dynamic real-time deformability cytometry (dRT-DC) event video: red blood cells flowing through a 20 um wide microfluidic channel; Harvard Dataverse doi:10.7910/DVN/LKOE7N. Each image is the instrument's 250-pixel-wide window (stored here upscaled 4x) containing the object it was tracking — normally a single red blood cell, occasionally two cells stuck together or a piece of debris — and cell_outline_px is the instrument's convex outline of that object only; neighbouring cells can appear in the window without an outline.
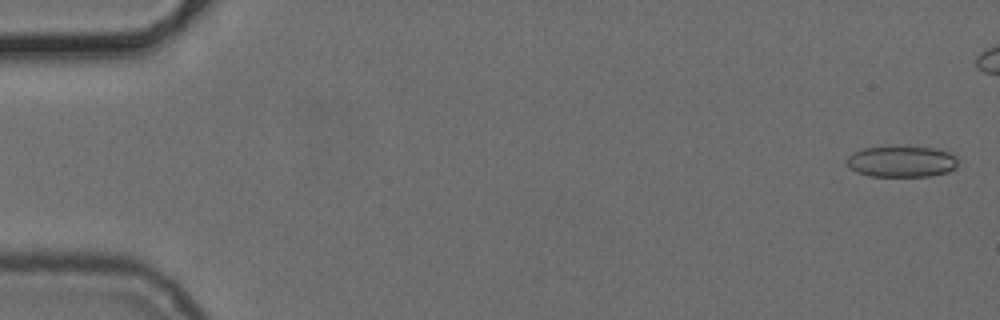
{"species": "common noctule bat (a hibernating species)", "species_latin": "Nyctalus noctula", "temperature_condition": "cold", "stored_images_in_passage": 9, "camera_frame_rate_fps": 3000, "um_per_image_px": 0.085, "animal": {"sex": "female", "body_mass_g": 24.6, "forearm_length_mm": 56.2}, "frame": {"image": 1, "passage_image": 2, "time_ms": 0.333, "image_size_px": [1000, 320], "cell_outline_px": [[956, 168], [948, 172], [928, 176], [872, 176], [856, 172], [844, 160], [852, 152], [864, 148], [888, 144], [908, 144], [936, 148], [948, 152], [956, 156]], "centroid_in_image_um": [76.61, 13.67], "position_along_channel_um": 8.4, "area_um2": 21.1}}